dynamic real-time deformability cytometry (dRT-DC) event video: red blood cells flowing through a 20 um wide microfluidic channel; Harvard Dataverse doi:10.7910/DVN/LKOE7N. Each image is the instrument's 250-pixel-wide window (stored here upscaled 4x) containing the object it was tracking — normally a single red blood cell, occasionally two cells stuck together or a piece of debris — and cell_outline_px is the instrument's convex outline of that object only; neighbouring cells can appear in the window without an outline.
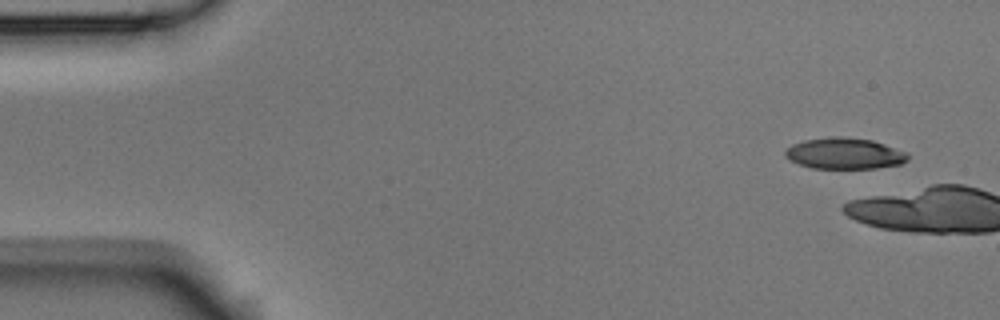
{"species": "Egyptian fruit bat (a non-hibernating species)", "species_latin": "Rousettus aegyptiacus", "temperature_condition": "room temperature", "stored_images_in_passage": 2, "camera_frame_rate_fps": 3000, "um_per_image_px": 0.085, "animal": {"sex": "male"}, "frame": {"image": 1, "passage_image": 1, "time_ms": 0.0, "image_size_px": [1000, 320], "cell_outline_px": [[908, 160], [900, 164], [876, 168], [812, 168], [788, 160], [784, 156], [784, 152], [792, 144], [804, 140], [832, 136], [848, 136], [872, 140], [908, 152]], "centroid_in_image_um": [71.78, 13.03], "position_along_channel_um": 13.2, "area_um2": 22.43}}